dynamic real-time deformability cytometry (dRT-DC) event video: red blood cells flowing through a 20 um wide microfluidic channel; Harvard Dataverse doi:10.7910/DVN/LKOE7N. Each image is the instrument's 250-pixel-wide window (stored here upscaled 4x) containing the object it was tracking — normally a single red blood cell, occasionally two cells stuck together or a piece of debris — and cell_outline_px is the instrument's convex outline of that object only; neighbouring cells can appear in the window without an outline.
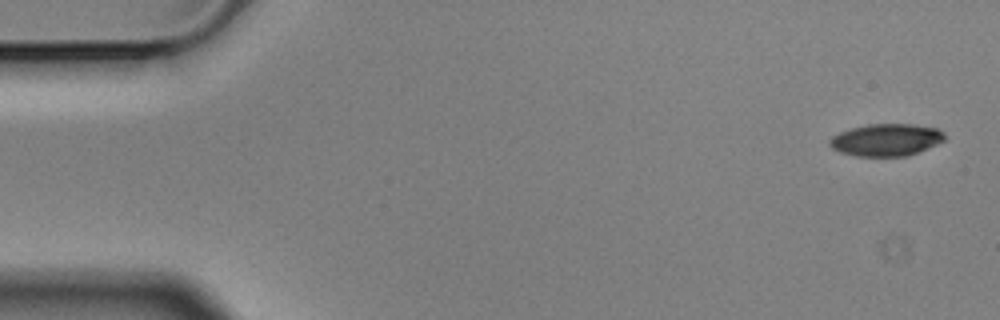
{"species": "Egyptian fruit bat (a non-hibernating species)", "species_latin": "Rousettus aegyptiacus", "temperature_condition": "cold", "stored_images_in_passage": 5, "camera_frame_rate_fps": 3000, "um_per_image_px": 0.085, "animal": {"sex": "male"}, "frame": {"image": 1, "passage_image": 1, "time_ms": 0.0, "image_size_px": [1000, 320], "cell_outline_px": [[944, 140], [936, 144], [916, 152], [904, 156], [856, 156], [840, 152], [832, 148], [828, 144], [828, 140], [832, 136], [840, 132], [852, 128], [868, 124], [916, 124], [936, 128], [944, 132]], "centroid_in_image_um": [75.29, 11.88], "position_along_channel_um": 9.7, "area_um2": 21.44}}
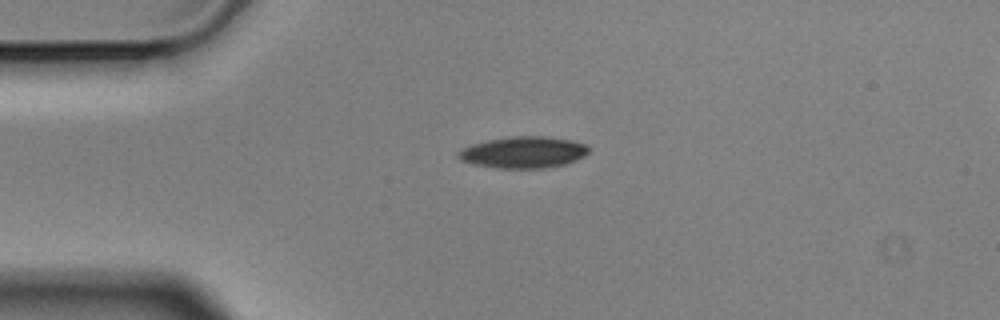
{"frame": {"image": 2, "passage_image": 4, "time_ms": 1.0, "image_size_px": [1000, 320], "cell_outline_px": [[588, 152], [584, 156], [576, 160], [564, 164], [544, 168], [492, 168], [472, 164], [460, 160], [456, 156], [456, 152], [460, 148], [472, 144], [488, 140], [512, 136], [544, 136], [572, 140], [588, 144]], "centroid_in_image_um": [44.45, 12.94], "position_along_channel_um": 40.6, "area_um2": 24.22}}